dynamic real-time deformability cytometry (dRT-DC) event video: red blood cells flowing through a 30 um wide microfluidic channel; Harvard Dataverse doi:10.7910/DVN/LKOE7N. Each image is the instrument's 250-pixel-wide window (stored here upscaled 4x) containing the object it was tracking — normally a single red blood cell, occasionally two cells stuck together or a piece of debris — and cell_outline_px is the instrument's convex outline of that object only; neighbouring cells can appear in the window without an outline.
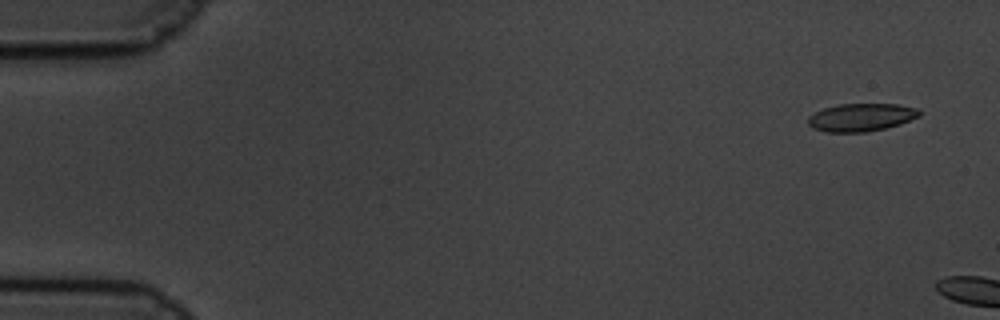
{"species": "common noctule bat (a hibernating species)", "species_latin": "Nyctalus noctula", "temperature_condition": "cold", "stored_images_in_passage": 4, "camera_frame_rate_fps": 3000, "um_per_image_px": 0.085, "animal": {"sex": "male", "body_mass_g": 19.5, "forearm_length_mm": 54.6}, "frame": {"image": 1, "passage_image": 1, "time_ms": 0.0, "image_size_px": [1000, 320], "cell_outline_px": [[920, 116], [900, 124], [884, 128], [864, 132], [828, 132], [812, 128], [808, 124], [808, 116], [824, 108], [836, 104], [900, 104], [916, 108], [920, 112]], "centroid_in_image_um": [73.19, 9.97], "position_along_channel_um": 11.8, "area_um2": 18.03}}